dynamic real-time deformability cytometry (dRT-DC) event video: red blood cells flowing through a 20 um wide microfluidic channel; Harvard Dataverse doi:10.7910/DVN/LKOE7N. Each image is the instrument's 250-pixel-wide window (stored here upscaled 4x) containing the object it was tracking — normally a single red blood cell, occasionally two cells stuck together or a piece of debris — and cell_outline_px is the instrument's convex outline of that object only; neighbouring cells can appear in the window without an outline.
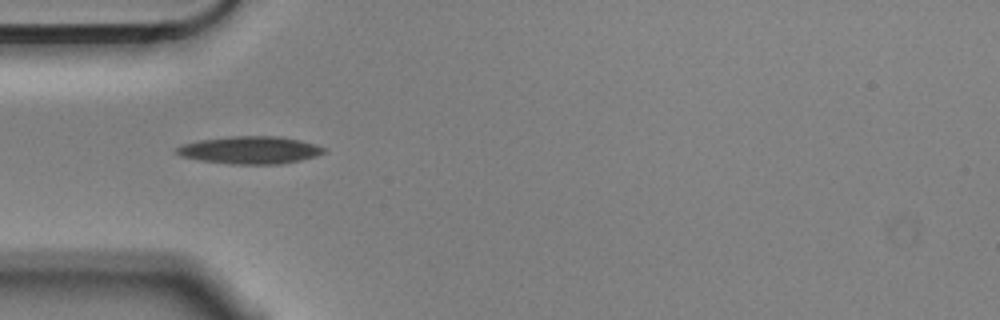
{"species": "Egyptian fruit bat (a non-hibernating species)", "species_latin": "Rousettus aegyptiacus", "temperature_condition": "cold", "stored_images_in_passage": 2, "camera_frame_rate_fps": 3000, "um_per_image_px": 0.085, "animal": {"sex": "male"}, "frame": {"image": 1, "passage_image": 1, "time_ms": 0.0, "image_size_px": [1000, 320], "cell_outline_px": [[328, 152], [316, 156], [300, 160], [280, 164], [232, 164], [200, 160], [180, 156], [172, 152], [176, 148], [184, 144], [200, 140], [232, 136], [280, 136], [300, 140], [316, 144], [324, 148]], "centroid_in_image_um": [21.26, 12.75], "position_along_channel_um": 63.7, "area_um2": 23.7}}
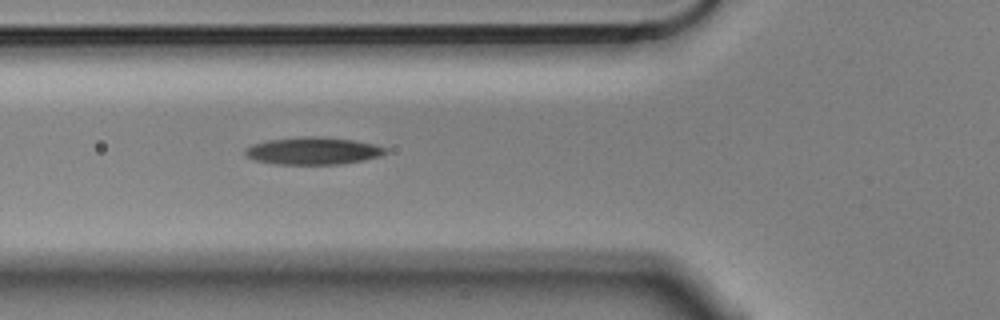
{"frame": {"image": 2, "passage_image": 2, "time_ms": 0.333, "image_size_px": [1000, 320], "cell_outline_px": [[388, 152], [380, 156], [364, 160], [340, 164], [276, 164], [252, 160], [244, 156], [244, 152], [252, 144], [268, 140], [304, 136], [320, 136], [352, 140], [376, 144], [388, 148]], "centroid_in_image_um": [26.62, 12.82], "position_along_channel_um": 99.2, "area_um2": 22.54}}